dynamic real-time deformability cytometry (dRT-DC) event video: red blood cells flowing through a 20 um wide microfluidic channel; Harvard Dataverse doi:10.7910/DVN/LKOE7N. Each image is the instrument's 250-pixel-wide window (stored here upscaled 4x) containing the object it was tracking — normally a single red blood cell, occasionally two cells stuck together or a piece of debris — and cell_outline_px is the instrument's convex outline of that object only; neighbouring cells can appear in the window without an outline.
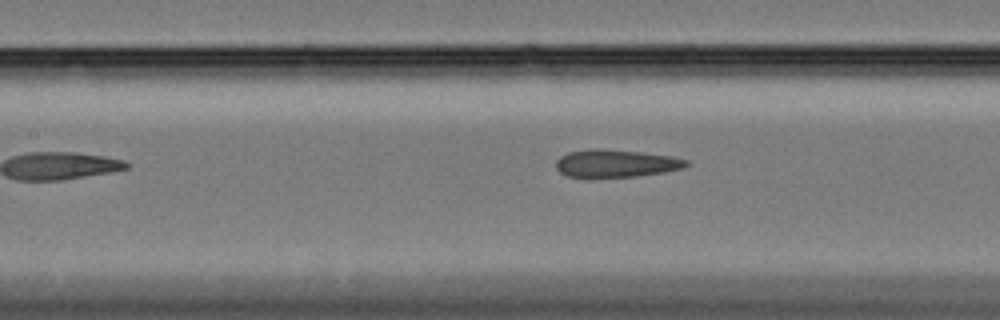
{"species": "Egyptian fruit bat (a non-hibernating species)", "species_latin": "Rousettus aegyptiacus", "temperature_condition": "cold", "stored_images_in_passage": 44, "camera_frame_rate_fps": 3000, "um_per_image_px": 0.085, "animal": {"sex": "female"}, "frame": {"image": 1, "passage_image": 11, "time_ms": 3.333, "image_size_px": [1000, 320], "cell_outline_px": [[692, 164], [684, 168], [664, 172], [636, 176], [588, 180], [568, 176], [560, 172], [556, 168], [556, 160], [560, 156], [568, 152], [592, 148], [600, 148], [640, 152], [672, 156], [688, 160]], "centroid_in_image_um": [52.32, 13.92], "position_along_channel_um": 155.1, "area_um2": 21.85}}
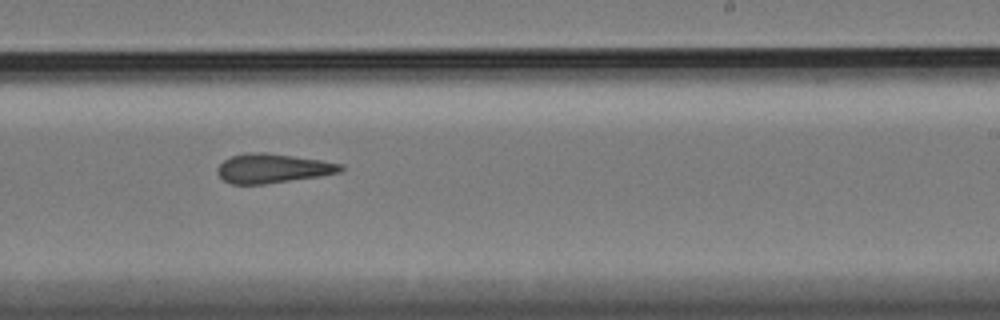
{"frame": {"image": 2, "passage_image": 21, "time_ms": 6.667, "image_size_px": [1000, 320], "cell_outline_px": [[344, 168], [340, 172], [320, 176], [264, 184], [232, 184], [224, 180], [216, 172], [216, 168], [224, 160], [232, 156], [248, 152], [264, 152], [320, 160], [344, 164]], "centroid_in_image_um": [23.17, 14.31], "position_along_channel_um": 265.8, "area_um2": 20.92}}
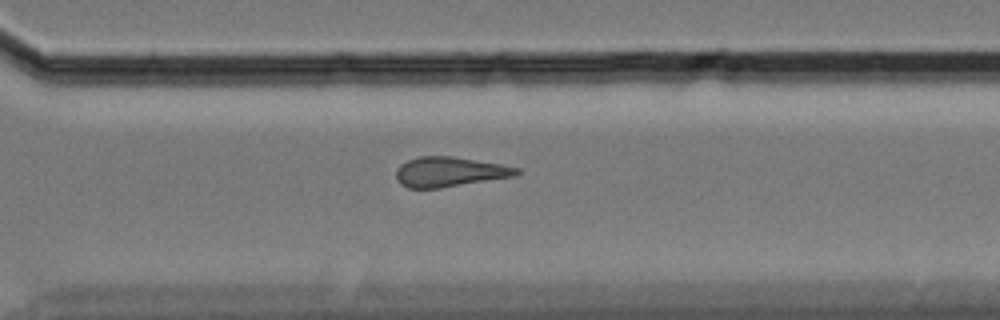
{"frame": {"image": 3, "passage_image": 27, "time_ms": 8.667, "image_size_px": [1000, 320], "cell_outline_px": [[520, 172], [512, 176], [440, 188], [408, 188], [400, 184], [396, 180], [396, 168], [400, 164], [408, 160], [420, 156], [452, 156], [500, 164], [520, 168]], "centroid_in_image_um": [38.15, 14.6], "position_along_channel_um": 332.5, "area_um2": 20.81}, "authors_computed_cell_mechanics": {"area_um2": 20.808, "velocity_mm_per_s": 3.3336, "shape_relaxation_time_tau1_ms": null, "shape_relaxation_time_tau2_ms": 4.5432, "deformation_change_tau1": null, "deformation_change_tau2": 0.1114}}